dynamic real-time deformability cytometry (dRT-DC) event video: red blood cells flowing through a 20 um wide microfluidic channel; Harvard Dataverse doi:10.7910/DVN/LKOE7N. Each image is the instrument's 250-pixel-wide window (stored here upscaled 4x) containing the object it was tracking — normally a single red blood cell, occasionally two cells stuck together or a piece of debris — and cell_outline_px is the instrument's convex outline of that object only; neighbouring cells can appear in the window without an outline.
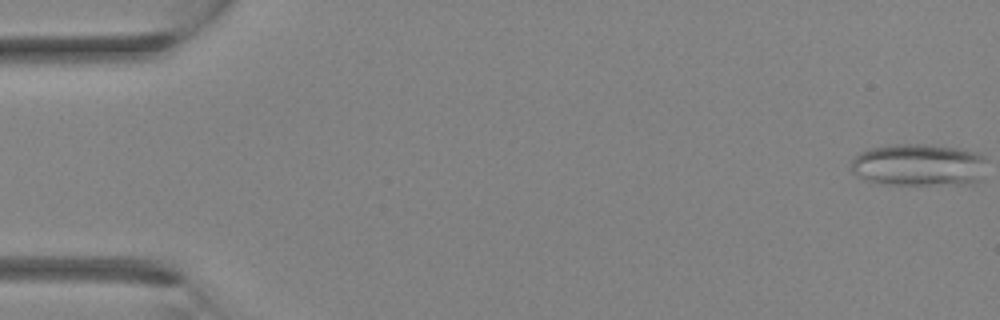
{"species": "Egyptian fruit bat (a non-hibernating species)", "species_latin": "Rousettus aegyptiacus", "temperature_condition": "room temperature", "stored_images_in_passage": 4, "segment_of_instrument_passage": [2, 2], "camera_frame_rate_fps": 3000, "um_per_image_px": 0.085, "animal": {"sex": "female"}, "frame": {"image": 1, "passage_image": 4, "time_ms": 1.0, "image_size_px": [1000, 320], "cell_outline_px": [[984, 160], [980, 180], [972, 184], [892, 184], [868, 180], [856, 176], [852, 172], [852, 160], [860, 152], [868, 148], [892, 144], [924, 144], [956, 148], [976, 152], [984, 156]], "centroid_in_image_um": [78.07, 14.01], "position_along_channel_um": 6.9, "area_um2": 33.18}}